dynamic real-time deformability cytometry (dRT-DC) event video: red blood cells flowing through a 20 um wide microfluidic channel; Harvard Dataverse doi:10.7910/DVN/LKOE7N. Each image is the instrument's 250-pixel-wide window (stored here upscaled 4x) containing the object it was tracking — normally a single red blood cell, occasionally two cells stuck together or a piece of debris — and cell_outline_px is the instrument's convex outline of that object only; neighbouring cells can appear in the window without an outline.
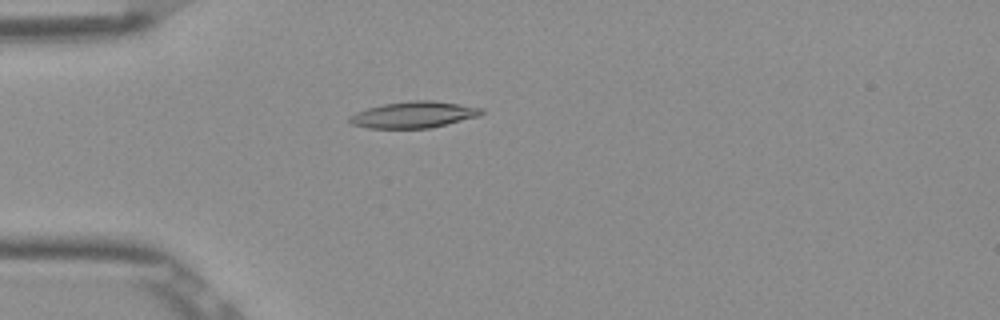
{"species": "Egyptian fruit bat (a non-hibernating species)", "species_latin": "Rousettus aegyptiacus", "temperature_condition": "room temperature", "stored_images_in_passage": 39, "camera_frame_rate_fps": 3000, "um_per_image_px": 0.085, "frame": {"image": 1, "passage_image": 1, "time_ms": 0.0, "image_size_px": [1000, 320], "cell_outline_px": [[484, 112], [480, 116], [428, 128], [368, 128], [352, 124], [348, 120], [348, 116], [356, 112], [368, 108], [384, 104], [412, 100], [432, 100], [460, 104], [484, 108]], "centroid_in_image_um": [35.18, 9.74], "position_along_channel_um": 49.8, "area_um2": 20.23}}
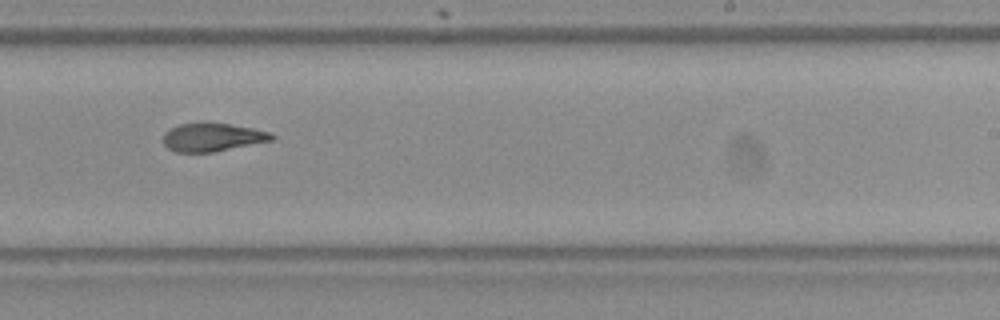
{"frame": {"image": 2, "passage_image": 19, "time_ms": 6.0, "image_size_px": [1000, 320], "cell_outline_px": [[276, 140], [212, 152], [176, 152], [168, 148], [164, 144], [164, 132], [180, 124], [204, 120], [252, 128], [272, 132], [276, 136]], "centroid_in_image_um": [18.1, 11.64], "position_along_channel_um": 270.9, "area_um2": 18.32}}
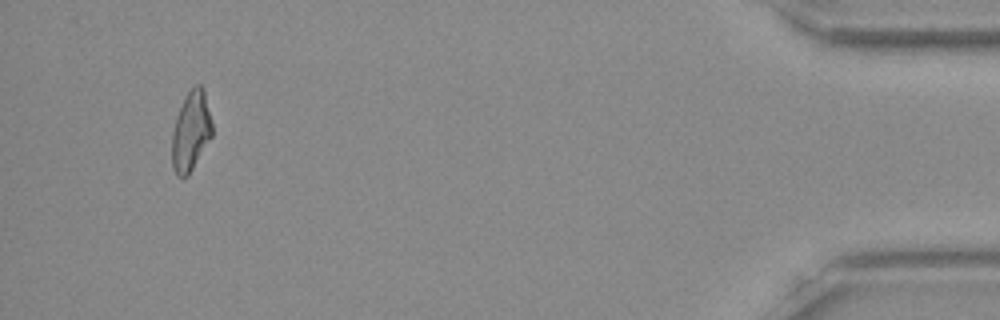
{"frame": {"image": 3, "passage_image": 36, "time_ms": 11.667, "image_size_px": [1000, 320], "cell_outline_px": [[212, 136], [188, 176], [176, 176], [172, 168], [172, 132], [176, 116], [184, 96], [196, 84], [200, 84], [204, 88], [212, 124]], "centroid_in_image_um": [16.22, 11.14], "position_along_channel_um": 419.0, "area_um2": 18.73}, "authors_computed_cell_mechanics": {"area_um2": 18.785, "velocity_mm_per_s": 3.8926, "shape_relaxation_time_tau1_ms": 9.2664, "shape_relaxation_time_tau2_ms": 3.2269, "deformation_change_tau1": 0.241, "deformation_change_tau2": 0.1149}}